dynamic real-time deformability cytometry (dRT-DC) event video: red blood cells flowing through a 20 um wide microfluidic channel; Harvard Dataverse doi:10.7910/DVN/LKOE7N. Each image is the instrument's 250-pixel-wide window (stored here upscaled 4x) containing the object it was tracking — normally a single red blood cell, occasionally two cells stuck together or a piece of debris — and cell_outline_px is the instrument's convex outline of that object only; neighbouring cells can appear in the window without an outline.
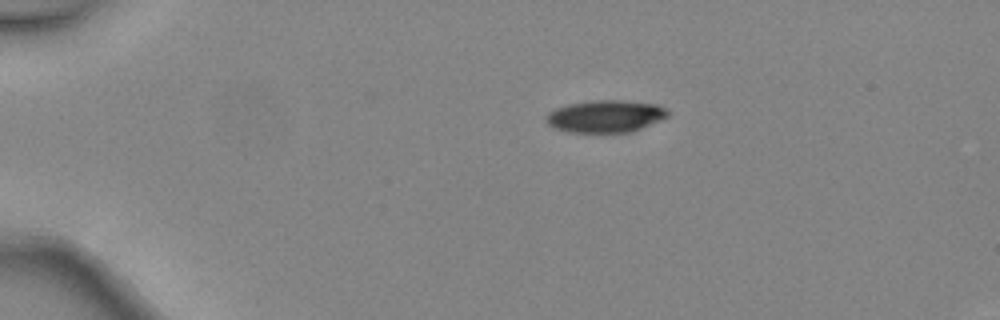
{"species": "common noctule bat (a hibernating species)", "species_latin": "Nyctalus noctula", "temperature_condition": "warm", "stored_images_in_passage": 2, "camera_frame_rate_fps": 3000, "um_per_image_px": 0.085, "animal": {"sex": "female", "body_mass_g": 24.6, "forearm_length_mm": 56.2}, "frame": {"image": 1, "passage_image": 2, "time_ms": 0.333, "image_size_px": [1000, 320], "cell_outline_px": [[668, 116], [660, 120], [632, 132], [568, 132], [552, 128], [544, 120], [544, 116], [548, 112], [556, 108], [568, 104], [592, 100], [624, 100], [656, 104], [664, 108], [668, 112]], "centroid_in_image_um": [51.41, 9.88], "position_along_channel_um": 33.6, "area_um2": 23.0}}